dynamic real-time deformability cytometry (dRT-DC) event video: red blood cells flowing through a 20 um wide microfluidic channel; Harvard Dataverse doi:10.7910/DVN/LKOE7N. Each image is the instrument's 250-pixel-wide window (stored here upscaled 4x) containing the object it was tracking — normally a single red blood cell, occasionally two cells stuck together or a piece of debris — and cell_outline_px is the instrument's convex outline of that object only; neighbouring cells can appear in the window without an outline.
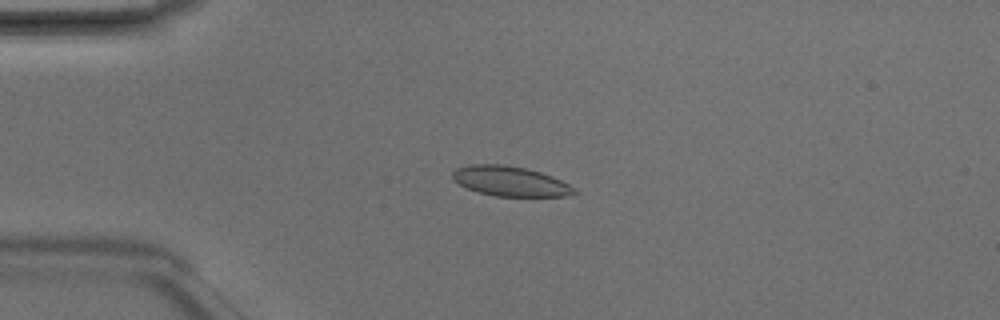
{"species": "Egyptian fruit bat (a non-hibernating species)", "species_latin": "Rousettus aegyptiacus", "temperature_condition": "room temperature", "stored_images_in_passage": 5, "camera_frame_rate_fps": 3000, "um_per_image_px": 0.085, "animal": {"sex": "male"}, "frame": {"image": 1, "passage_image": 3, "time_ms": 0.667, "image_size_px": [1000, 320], "cell_outline_px": [[580, 192], [564, 196], [496, 196], [480, 192], [468, 188], [452, 180], [452, 172], [456, 168], [468, 164], [504, 164], [524, 168], [540, 172], [552, 176], [576, 188]], "centroid_in_image_um": [43.36, 15.39], "position_along_channel_um": 41.6, "area_um2": 21.15}}